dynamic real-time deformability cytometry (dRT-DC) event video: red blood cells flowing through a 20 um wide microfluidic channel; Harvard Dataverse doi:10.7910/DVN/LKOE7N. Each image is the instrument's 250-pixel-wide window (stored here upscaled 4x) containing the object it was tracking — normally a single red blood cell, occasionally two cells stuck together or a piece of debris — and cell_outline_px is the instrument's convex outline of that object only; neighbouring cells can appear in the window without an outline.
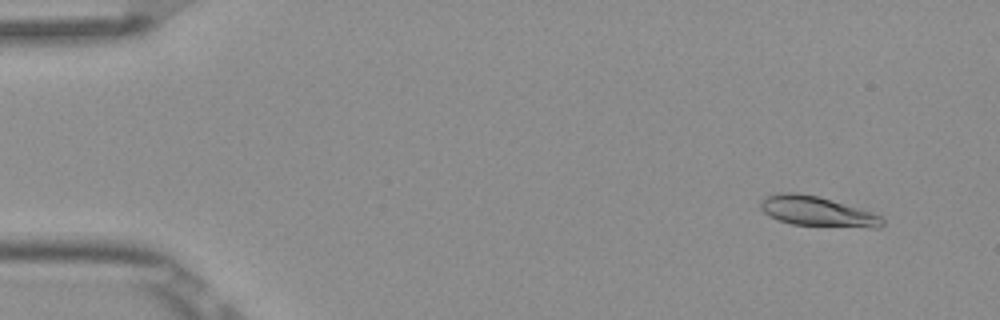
{"species": "Egyptian fruit bat (a non-hibernating species)", "species_latin": "Rousettus aegyptiacus", "temperature_condition": "room temperature", "stored_images_in_passage": 5, "camera_frame_rate_fps": 3000, "um_per_image_px": 0.085, "frame": {"image": 1, "passage_image": 2, "time_ms": 0.333, "image_size_px": [1000, 320], "cell_outline_px": [[884, 224], [880, 228], [868, 228], [792, 224], [776, 220], [768, 216], [760, 208], [760, 200], [764, 196], [780, 192], [796, 192], [816, 196], [864, 208], [880, 216], [884, 220]], "centroid_in_image_um": [69.47, 17.97], "position_along_channel_um": 15.5, "area_um2": 21.68}}
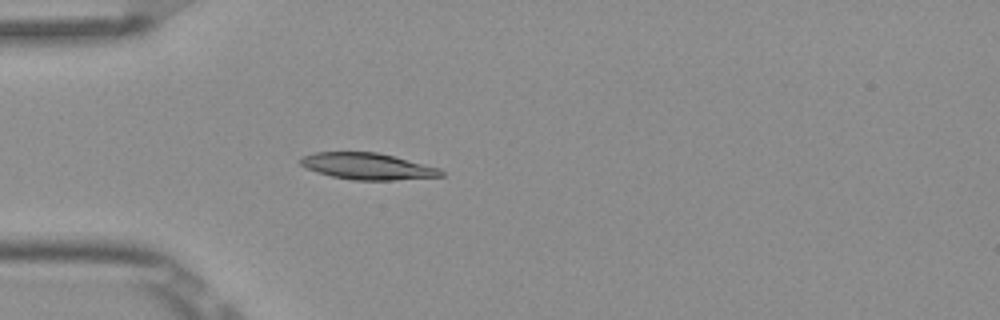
{"frame": {"image": 2, "passage_image": 5, "time_ms": 1.333, "image_size_px": [1000, 320], "cell_outline_px": [[444, 176], [396, 180], [352, 180], [332, 176], [316, 172], [300, 164], [300, 156], [316, 152], [376, 152], [440, 168], [444, 172]], "centroid_in_image_um": [31.23, 14.14], "position_along_channel_um": 53.8, "area_um2": 21.62}}